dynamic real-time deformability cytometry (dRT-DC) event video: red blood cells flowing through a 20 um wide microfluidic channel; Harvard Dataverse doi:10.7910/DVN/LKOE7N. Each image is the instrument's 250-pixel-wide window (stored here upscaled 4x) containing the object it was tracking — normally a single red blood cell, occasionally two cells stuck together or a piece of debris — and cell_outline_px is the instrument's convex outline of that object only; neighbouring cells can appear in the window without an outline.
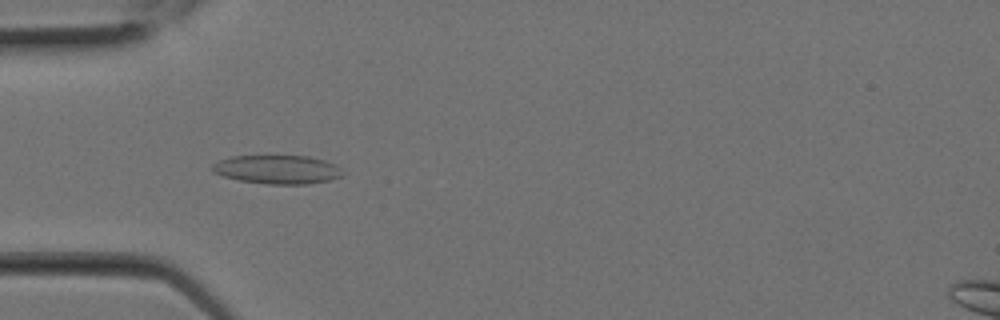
{"species": "Egyptian fruit bat (a non-hibernating species)", "species_latin": "Rousettus aegyptiacus", "temperature_condition": "room temperature", "stored_images_in_passage": 1, "camera_frame_rate_fps": 3000, "um_per_image_px": 0.085, "animal": {"sex": "female"}, "frame": {"image": 1, "passage_image": 1, "time_ms": 0.0, "image_size_px": [1000, 320], "cell_outline_px": [[344, 176], [328, 180], [308, 184], [268, 184], [240, 180], [224, 176], [212, 172], [212, 164], [220, 160], [232, 156], [308, 156], [324, 160], [336, 164], [344, 172]], "centroid_in_image_um": [23.61, 14.4], "position_along_channel_um": 61.4, "area_um2": 21.79}}